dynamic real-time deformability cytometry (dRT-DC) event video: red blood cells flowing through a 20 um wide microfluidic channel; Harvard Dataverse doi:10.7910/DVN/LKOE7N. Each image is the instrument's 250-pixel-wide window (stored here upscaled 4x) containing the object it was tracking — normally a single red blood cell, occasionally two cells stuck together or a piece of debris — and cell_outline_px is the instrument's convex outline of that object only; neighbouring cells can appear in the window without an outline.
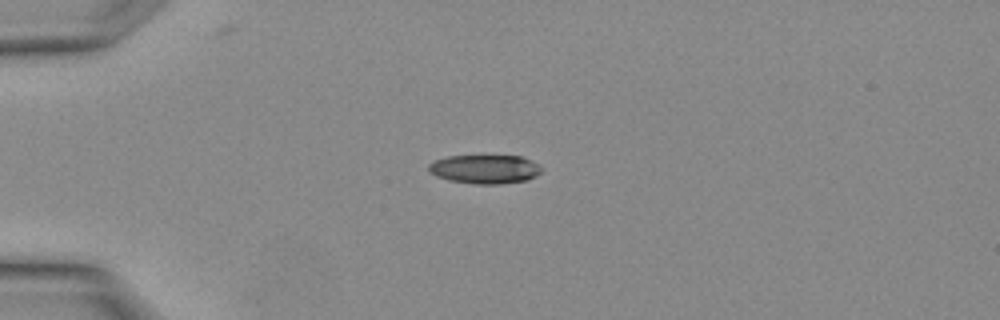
{"species": "Egyptian fruit bat (a non-hibernating species)", "species_latin": "Rousettus aegyptiacus", "temperature_condition": "warm", "stored_images_in_passage": 24, "camera_frame_rate_fps": 3000, "um_per_image_px": 0.085, "animal": {"sex": "female"}, "frame": {"image": 1, "passage_image": 1, "time_ms": 0.0, "image_size_px": [1000, 320], "cell_outline_px": [[540, 172], [536, 176], [528, 180], [500, 184], [476, 184], [448, 180], [436, 176], [428, 168], [428, 164], [432, 160], [448, 156], [520, 156], [540, 164]], "centroid_in_image_um": [41.21, 14.38], "position_along_channel_um": 43.8, "area_um2": 19.02}}
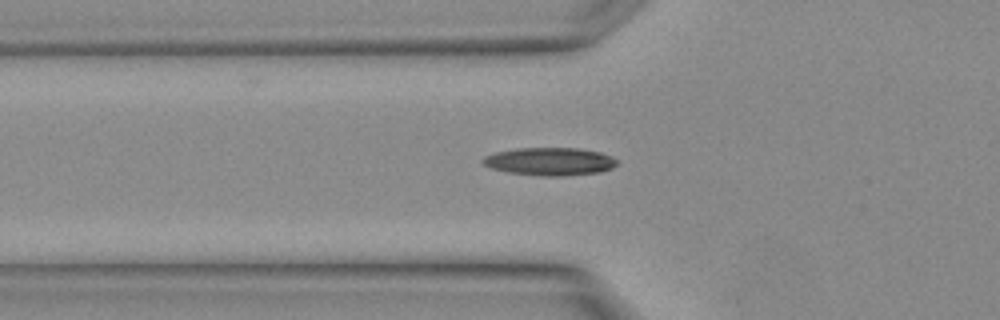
{"frame": {"image": 2, "passage_image": 4, "time_ms": 1.0, "image_size_px": [1000, 320], "cell_outline_px": [[616, 164], [612, 168], [600, 172], [564, 176], [540, 176], [508, 172], [492, 168], [484, 164], [480, 160], [484, 156], [496, 152], [516, 148], [580, 148], [600, 152], [612, 156], [616, 160]], "centroid_in_image_um": [46.73, 13.72], "position_along_channel_um": 79.1, "area_um2": 21.85}}